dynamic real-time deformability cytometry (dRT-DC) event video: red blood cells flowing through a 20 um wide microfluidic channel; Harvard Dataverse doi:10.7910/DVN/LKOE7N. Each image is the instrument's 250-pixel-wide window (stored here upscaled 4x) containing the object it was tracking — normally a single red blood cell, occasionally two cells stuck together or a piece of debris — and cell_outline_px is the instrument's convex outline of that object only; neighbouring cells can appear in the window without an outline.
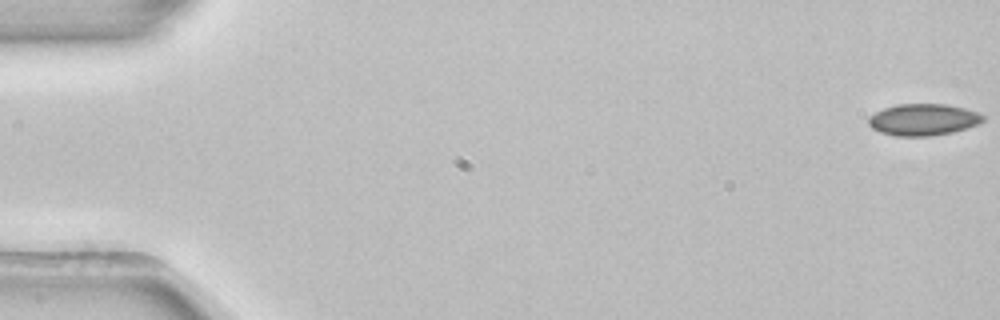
{"species": "common noctule bat (a hibernating species)", "species_latin": "Nyctalus noctula", "temperature_condition": "room temperature", "stored_images_in_passage": 53, "camera_frame_rate_fps": 3000, "um_per_image_px": 0.085, "animal": {"sex": "female", "body_mass_g": 22.7, "forearm_length_mm": 54.2}, "frame": {"image": 1, "passage_image": 1, "time_ms": 0.0, "image_size_px": [1000, 320], "cell_outline_px": [[984, 120], [980, 124], [952, 132], [928, 136], [896, 136], [880, 132], [872, 128], [868, 124], [868, 116], [884, 108], [896, 104], [944, 104], [964, 108], [980, 112], [984, 116]], "centroid_in_image_um": [78.48, 10.16], "position_along_channel_um": 6.5, "area_um2": 21.21}}
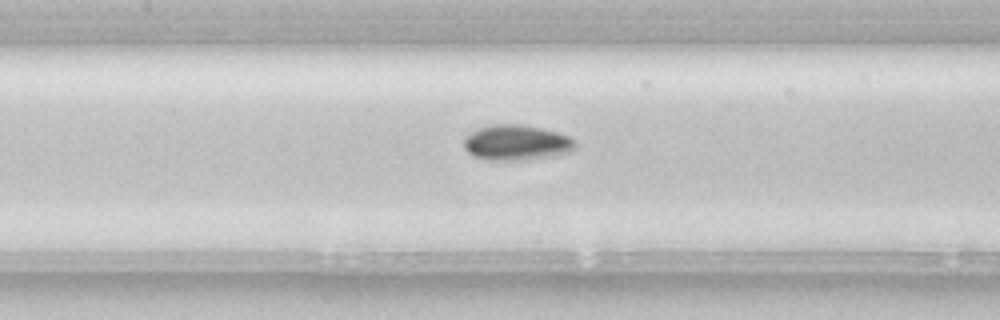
{"frame": {"image": 2, "passage_image": 25, "time_ms": 8.0, "image_size_px": [1000, 320], "cell_outline_px": [[576, 148], [568, 152], [552, 156], [516, 160], [484, 160], [468, 152], [464, 148], [464, 136], [480, 128], [492, 124], [520, 124], [540, 128], [556, 132], [568, 136], [576, 140]], "centroid_in_image_um": [43.89, 12.12], "position_along_channel_um": 163.5, "area_um2": 22.83}}
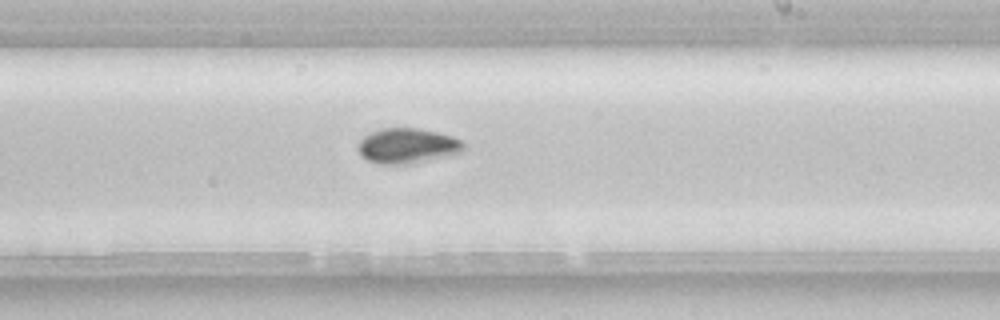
{"frame": {"image": 3, "passage_image": 32, "time_ms": 10.333, "image_size_px": [1000, 320], "cell_outline_px": [[468, 148], [464, 152], [416, 164], [380, 164], [368, 160], [356, 148], [356, 144], [364, 136], [380, 128], [420, 128], [452, 136], [464, 140]], "centroid_in_image_um": [34.71, 12.4], "position_along_channel_um": 254.3, "area_um2": 22.2}, "authors_computed_cell_mechanics": {"area_um2": 21.2704, "velocity_mm_per_s": 3.9067, "shape_relaxation_time_tau1_ms": 2.4613, "shape_relaxation_time_tau2_ms": null, "deformation_change_tau1": 0.0559, "deformation_change_tau2": null}}